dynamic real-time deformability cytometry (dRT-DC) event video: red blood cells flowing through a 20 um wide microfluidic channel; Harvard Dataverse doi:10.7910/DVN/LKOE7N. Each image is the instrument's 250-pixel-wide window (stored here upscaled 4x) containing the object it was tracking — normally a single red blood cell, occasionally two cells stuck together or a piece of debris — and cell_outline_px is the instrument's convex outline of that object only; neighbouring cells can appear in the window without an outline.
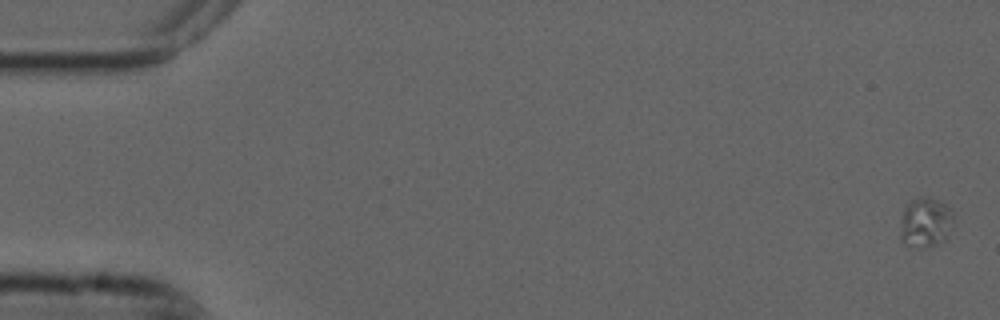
{"species": "common noctule bat (a hibernating species)", "species_latin": "Nyctalus noctula", "temperature_condition": "cold", "stored_images_in_passage": 3, "camera_frame_rate_fps": 3000, "um_per_image_px": 0.085, "animal": {"sex": "male", "forearm_length_mm": 52.5}, "frame": {"image": 1, "passage_image": 1, "time_ms": 0.0, "image_size_px": [1000, 320], "cell_outline_px": [[952, 220], [944, 240], [936, 244], [920, 248], [916, 248], [900, 240], [900, 236], [904, 208], [912, 200], [920, 196], [928, 196], [944, 204], [948, 208], [952, 216]], "centroid_in_image_um": [78.63, 18.9], "position_along_channel_um": 6.4, "area_um2": 14.91}}